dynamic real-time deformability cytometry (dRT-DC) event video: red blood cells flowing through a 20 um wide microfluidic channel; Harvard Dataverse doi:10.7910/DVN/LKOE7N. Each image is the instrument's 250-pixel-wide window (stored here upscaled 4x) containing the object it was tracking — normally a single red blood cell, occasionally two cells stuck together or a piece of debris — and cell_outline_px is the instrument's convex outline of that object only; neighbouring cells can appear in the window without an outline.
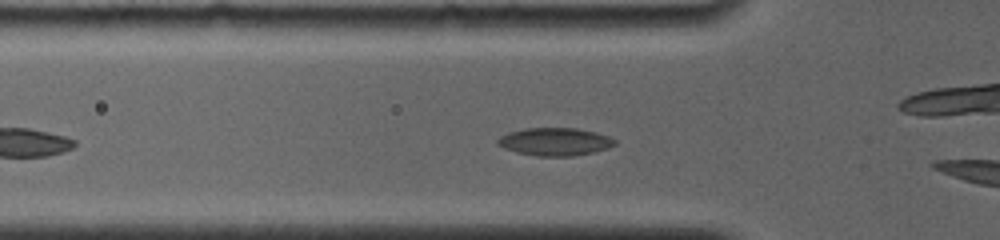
{"species": "common noctule bat (a hibernating species)", "species_latin": "Nyctalus noctula", "temperature_condition": "room temperature", "stored_images_in_passage": 34, "camera_frame_rate_fps": 4000, "um_per_image_px": 0.085, "animal": {"sex": "female", "body_mass_g": 19.0, "forearm_length_mm": 56.7}, "frame": {"image": 1, "passage_image": 6, "time_ms": 1.75, "image_size_px": [1000, 240], "cell_outline_px": [[616, 144], [608, 148], [592, 152], [572, 156], [536, 156], [516, 152], [504, 148], [496, 144], [496, 140], [500, 136], [508, 132], [524, 128], [576, 128], [596, 132], [608, 136], [616, 140]], "centroid_in_image_um": [47.14, 12.04], "position_along_channel_um": 78.7, "area_um2": 19.07}}
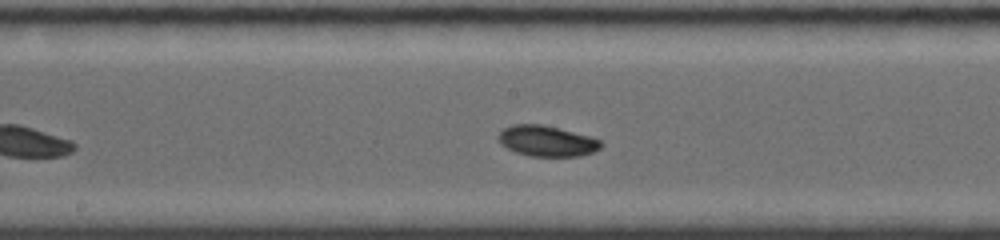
{"frame": {"image": 2, "passage_image": 16, "time_ms": 5.0, "image_size_px": [1000, 240], "cell_outline_px": [[604, 144], [600, 148], [592, 152], [580, 156], [532, 156], [516, 152], [500, 144], [496, 136], [504, 128], [512, 124], [544, 124], [588, 136], [600, 140]], "centroid_in_image_um": [46.45, 11.98], "position_along_channel_um": 201.7, "area_um2": 18.32}}
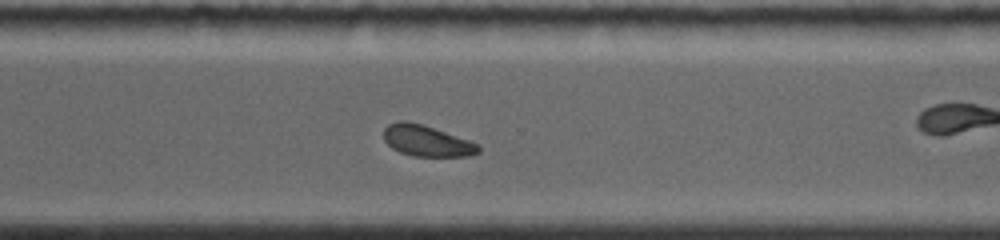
{"frame": {"image": 3, "passage_image": 27, "time_ms": 8.5, "image_size_px": [1000, 240], "cell_outline_px": [[480, 152], [468, 156], [412, 156], [400, 152], [392, 148], [384, 140], [384, 128], [388, 124], [396, 120], [408, 120], [424, 124], [468, 140], [476, 144], [480, 148]], "centroid_in_image_um": [36.22, 11.95], "position_along_channel_um": 334.4, "area_um2": 17.22}, "authors_computed_cell_mechanics": {"area_um2": 18.3226, "velocity_mm_per_s": 3.7835, "shape_relaxation_time_tau1_ms": 3.5739, "shape_relaxation_time_tau2_ms": null, "deformation_change_tau1": 0.0837, "deformation_change_tau2": null}}